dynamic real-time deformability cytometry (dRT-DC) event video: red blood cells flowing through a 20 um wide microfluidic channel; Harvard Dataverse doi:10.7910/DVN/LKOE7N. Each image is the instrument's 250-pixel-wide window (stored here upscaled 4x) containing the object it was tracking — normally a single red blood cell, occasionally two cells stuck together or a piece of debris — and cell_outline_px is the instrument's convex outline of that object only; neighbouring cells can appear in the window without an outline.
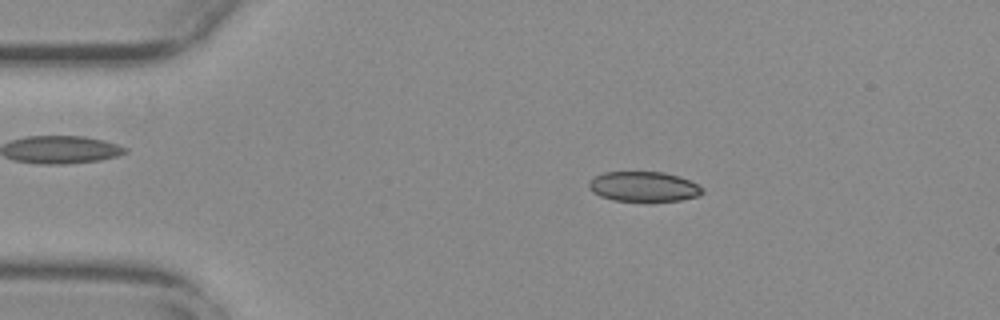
{"species": "common noctule bat (a hibernating species)", "species_latin": "Nyctalus noctula", "temperature_condition": "warm", "stored_images_in_passage": 55, "camera_frame_rate_fps": 3000, "um_per_image_px": 0.085, "animal": {"sex": "female", "body_mass_g": 29.2, "forearm_length_mm": 56.3}, "frame": {"image": 1, "passage_image": 10, "time_ms": 3.0, "image_size_px": [1000, 320], "cell_outline_px": [[704, 192], [696, 196], [680, 200], [612, 200], [600, 196], [592, 192], [588, 188], [588, 184], [596, 176], [604, 172], [664, 172], [680, 176], [704, 188]], "centroid_in_image_um": [54.7, 15.85], "position_along_channel_um": 30.3, "area_um2": 19.54}}
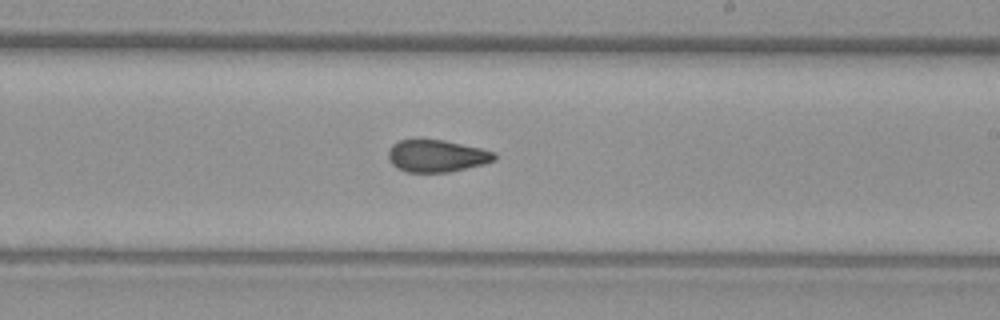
{"frame": {"image": 2, "passage_image": 32, "time_ms": 10.333, "image_size_px": [1000, 320], "cell_outline_px": [[496, 160], [484, 164], [448, 172], [404, 172], [396, 168], [388, 160], [388, 148], [392, 144], [400, 140], [420, 136], [444, 140], [480, 148], [496, 152]], "centroid_in_image_um": [37.06, 13.21], "position_along_channel_um": 251.9, "area_um2": 20.63}}
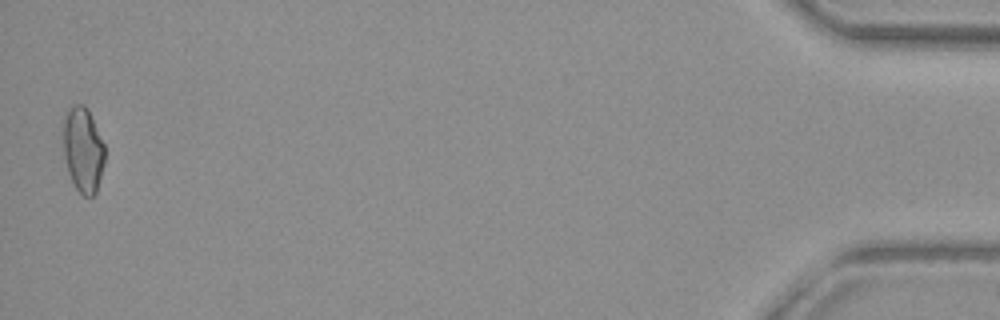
{"frame": {"image": 3, "passage_image": 54, "time_ms": 17.667, "image_size_px": [1000, 320], "cell_outline_px": [[104, 164], [96, 192], [92, 196], [84, 196], [76, 188], [68, 172], [64, 156], [64, 116], [72, 104], [84, 104], [88, 108], [104, 144]], "centroid_in_image_um": [7.06, 12.7], "position_along_channel_um": 428.1, "area_um2": 20.46}, "authors_computed_cell_mechanics": {"area_um2": 20.4612, "velocity_mm_per_s": 3.7477, "shape_relaxation_time_tau1_ms": null, "shape_relaxation_time_tau2_ms": 2.3538, "deformation_change_tau1": null, "deformation_change_tau2": 0.0735}}